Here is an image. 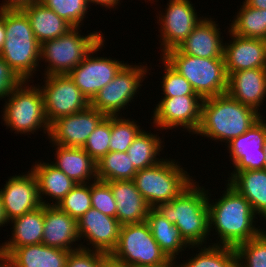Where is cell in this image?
I'll return each instance as SVG.
<instances>
[{
  "mask_svg": "<svg viewBox=\"0 0 266 267\" xmlns=\"http://www.w3.org/2000/svg\"><path fill=\"white\" fill-rule=\"evenodd\" d=\"M102 32L99 29L83 35L80 27H73L64 35L43 42L40 48V66L41 62L45 64L42 76L68 74L106 37Z\"/></svg>",
  "mask_w": 266,
  "mask_h": 267,
  "instance_id": "7",
  "label": "cell"
},
{
  "mask_svg": "<svg viewBox=\"0 0 266 267\" xmlns=\"http://www.w3.org/2000/svg\"><path fill=\"white\" fill-rule=\"evenodd\" d=\"M0 188V197L8 222L40 207L38 184L34 173L29 169L10 176Z\"/></svg>",
  "mask_w": 266,
  "mask_h": 267,
  "instance_id": "18",
  "label": "cell"
},
{
  "mask_svg": "<svg viewBox=\"0 0 266 267\" xmlns=\"http://www.w3.org/2000/svg\"><path fill=\"white\" fill-rule=\"evenodd\" d=\"M214 19L210 15H205L177 49L183 54L199 58H224L222 29L218 21Z\"/></svg>",
  "mask_w": 266,
  "mask_h": 267,
  "instance_id": "21",
  "label": "cell"
},
{
  "mask_svg": "<svg viewBox=\"0 0 266 267\" xmlns=\"http://www.w3.org/2000/svg\"><path fill=\"white\" fill-rule=\"evenodd\" d=\"M237 10L228 29L238 36L266 40V9H255L243 1Z\"/></svg>",
  "mask_w": 266,
  "mask_h": 267,
  "instance_id": "33",
  "label": "cell"
},
{
  "mask_svg": "<svg viewBox=\"0 0 266 267\" xmlns=\"http://www.w3.org/2000/svg\"><path fill=\"white\" fill-rule=\"evenodd\" d=\"M156 133L157 135L151 133V130L149 132L143 129L128 148L127 154L137 171L153 166L164 158L162 151L166 148L165 137H160V133Z\"/></svg>",
  "mask_w": 266,
  "mask_h": 267,
  "instance_id": "31",
  "label": "cell"
},
{
  "mask_svg": "<svg viewBox=\"0 0 266 267\" xmlns=\"http://www.w3.org/2000/svg\"><path fill=\"white\" fill-rule=\"evenodd\" d=\"M133 64V62L128 63L127 61L113 80L97 93L90 102L92 108L106 116H119L122 113L125 115L124 110H130L129 103L135 102L137 94L139 95L141 87L144 86L142 83L149 78L148 75L152 68L145 62Z\"/></svg>",
  "mask_w": 266,
  "mask_h": 267,
  "instance_id": "9",
  "label": "cell"
},
{
  "mask_svg": "<svg viewBox=\"0 0 266 267\" xmlns=\"http://www.w3.org/2000/svg\"><path fill=\"white\" fill-rule=\"evenodd\" d=\"M39 2L40 0H2L0 10H22L29 5Z\"/></svg>",
  "mask_w": 266,
  "mask_h": 267,
  "instance_id": "44",
  "label": "cell"
},
{
  "mask_svg": "<svg viewBox=\"0 0 266 267\" xmlns=\"http://www.w3.org/2000/svg\"><path fill=\"white\" fill-rule=\"evenodd\" d=\"M22 10L29 18L35 38L40 44L58 38L73 28L70 23L41 2L29 5Z\"/></svg>",
  "mask_w": 266,
  "mask_h": 267,
  "instance_id": "29",
  "label": "cell"
},
{
  "mask_svg": "<svg viewBox=\"0 0 266 267\" xmlns=\"http://www.w3.org/2000/svg\"><path fill=\"white\" fill-rule=\"evenodd\" d=\"M228 171L225 182L243 195L254 213L266 223V170ZM230 172V173H229Z\"/></svg>",
  "mask_w": 266,
  "mask_h": 267,
  "instance_id": "27",
  "label": "cell"
},
{
  "mask_svg": "<svg viewBox=\"0 0 266 267\" xmlns=\"http://www.w3.org/2000/svg\"><path fill=\"white\" fill-rule=\"evenodd\" d=\"M237 267H266V228L235 248Z\"/></svg>",
  "mask_w": 266,
  "mask_h": 267,
  "instance_id": "37",
  "label": "cell"
},
{
  "mask_svg": "<svg viewBox=\"0 0 266 267\" xmlns=\"http://www.w3.org/2000/svg\"><path fill=\"white\" fill-rule=\"evenodd\" d=\"M97 166V180L109 182L115 180H133L138 172L127 152L109 151L99 161Z\"/></svg>",
  "mask_w": 266,
  "mask_h": 267,
  "instance_id": "34",
  "label": "cell"
},
{
  "mask_svg": "<svg viewBox=\"0 0 266 267\" xmlns=\"http://www.w3.org/2000/svg\"><path fill=\"white\" fill-rule=\"evenodd\" d=\"M162 70L164 71L160 78V88L163 91L162 98H173L184 95H198L195 93L192 85L180 75L162 56L159 58ZM164 65V66H163Z\"/></svg>",
  "mask_w": 266,
  "mask_h": 267,
  "instance_id": "38",
  "label": "cell"
},
{
  "mask_svg": "<svg viewBox=\"0 0 266 267\" xmlns=\"http://www.w3.org/2000/svg\"><path fill=\"white\" fill-rule=\"evenodd\" d=\"M88 5H94V6H99L103 9V7H105L104 9H106V11L109 9H113L112 11H114V9H118V6H121V2L122 0H87Z\"/></svg>",
  "mask_w": 266,
  "mask_h": 267,
  "instance_id": "45",
  "label": "cell"
},
{
  "mask_svg": "<svg viewBox=\"0 0 266 267\" xmlns=\"http://www.w3.org/2000/svg\"><path fill=\"white\" fill-rule=\"evenodd\" d=\"M151 114L150 124L160 133L169 130L182 131L194 136L197 132L202 112L203 98L199 95H184L173 98H161L156 102ZM175 128V129H174ZM178 128V129H177Z\"/></svg>",
  "mask_w": 266,
  "mask_h": 267,
  "instance_id": "11",
  "label": "cell"
},
{
  "mask_svg": "<svg viewBox=\"0 0 266 267\" xmlns=\"http://www.w3.org/2000/svg\"><path fill=\"white\" fill-rule=\"evenodd\" d=\"M38 85L41 90L45 114L49 124L57 118L81 112L90 102L68 74L46 75ZM44 83V84H43Z\"/></svg>",
  "mask_w": 266,
  "mask_h": 267,
  "instance_id": "13",
  "label": "cell"
},
{
  "mask_svg": "<svg viewBox=\"0 0 266 267\" xmlns=\"http://www.w3.org/2000/svg\"><path fill=\"white\" fill-rule=\"evenodd\" d=\"M72 218L80 219L91 207V183L76 184L56 205Z\"/></svg>",
  "mask_w": 266,
  "mask_h": 267,
  "instance_id": "39",
  "label": "cell"
},
{
  "mask_svg": "<svg viewBox=\"0 0 266 267\" xmlns=\"http://www.w3.org/2000/svg\"><path fill=\"white\" fill-rule=\"evenodd\" d=\"M40 2L73 27L80 28L84 26V21L92 8L87 0H40Z\"/></svg>",
  "mask_w": 266,
  "mask_h": 267,
  "instance_id": "36",
  "label": "cell"
},
{
  "mask_svg": "<svg viewBox=\"0 0 266 267\" xmlns=\"http://www.w3.org/2000/svg\"><path fill=\"white\" fill-rule=\"evenodd\" d=\"M144 1H145V3H146V2H148V3L150 2V3L154 4V2L157 3L159 0H147V1L144 0Z\"/></svg>",
  "mask_w": 266,
  "mask_h": 267,
  "instance_id": "53",
  "label": "cell"
},
{
  "mask_svg": "<svg viewBox=\"0 0 266 267\" xmlns=\"http://www.w3.org/2000/svg\"><path fill=\"white\" fill-rule=\"evenodd\" d=\"M207 198L208 189L195 180L178 197L154 209L179 229L189 246L211 245Z\"/></svg>",
  "mask_w": 266,
  "mask_h": 267,
  "instance_id": "3",
  "label": "cell"
},
{
  "mask_svg": "<svg viewBox=\"0 0 266 267\" xmlns=\"http://www.w3.org/2000/svg\"><path fill=\"white\" fill-rule=\"evenodd\" d=\"M226 29L230 37L224 42L223 57L228 76L241 70L266 68V40L238 36L228 26Z\"/></svg>",
  "mask_w": 266,
  "mask_h": 267,
  "instance_id": "19",
  "label": "cell"
},
{
  "mask_svg": "<svg viewBox=\"0 0 266 267\" xmlns=\"http://www.w3.org/2000/svg\"><path fill=\"white\" fill-rule=\"evenodd\" d=\"M238 102L250 106L258 113L266 102V68L241 70L228 76L227 92Z\"/></svg>",
  "mask_w": 266,
  "mask_h": 267,
  "instance_id": "22",
  "label": "cell"
},
{
  "mask_svg": "<svg viewBox=\"0 0 266 267\" xmlns=\"http://www.w3.org/2000/svg\"><path fill=\"white\" fill-rule=\"evenodd\" d=\"M178 161L165 156L159 163L135 174L133 182L151 208L170 202L197 180Z\"/></svg>",
  "mask_w": 266,
  "mask_h": 267,
  "instance_id": "6",
  "label": "cell"
},
{
  "mask_svg": "<svg viewBox=\"0 0 266 267\" xmlns=\"http://www.w3.org/2000/svg\"><path fill=\"white\" fill-rule=\"evenodd\" d=\"M11 237L0 244V256L6 257L14 248L42 243L44 205L9 222Z\"/></svg>",
  "mask_w": 266,
  "mask_h": 267,
  "instance_id": "26",
  "label": "cell"
},
{
  "mask_svg": "<svg viewBox=\"0 0 266 267\" xmlns=\"http://www.w3.org/2000/svg\"><path fill=\"white\" fill-rule=\"evenodd\" d=\"M6 39L5 10H0V53Z\"/></svg>",
  "mask_w": 266,
  "mask_h": 267,
  "instance_id": "47",
  "label": "cell"
},
{
  "mask_svg": "<svg viewBox=\"0 0 266 267\" xmlns=\"http://www.w3.org/2000/svg\"><path fill=\"white\" fill-rule=\"evenodd\" d=\"M100 267H129L128 265L124 264L122 261L116 259L111 254H106L102 260Z\"/></svg>",
  "mask_w": 266,
  "mask_h": 267,
  "instance_id": "46",
  "label": "cell"
},
{
  "mask_svg": "<svg viewBox=\"0 0 266 267\" xmlns=\"http://www.w3.org/2000/svg\"><path fill=\"white\" fill-rule=\"evenodd\" d=\"M54 154L53 161H49L56 168L63 171L77 184L91 183L97 180L96 162L82 147H65L49 143ZM55 150V151H54Z\"/></svg>",
  "mask_w": 266,
  "mask_h": 267,
  "instance_id": "23",
  "label": "cell"
},
{
  "mask_svg": "<svg viewBox=\"0 0 266 267\" xmlns=\"http://www.w3.org/2000/svg\"><path fill=\"white\" fill-rule=\"evenodd\" d=\"M105 37L89 52L83 61L68 73L69 77L80 89L89 102L97 93L108 85L121 68L127 63L110 56H98L99 51H104ZM95 53V54H94ZM95 55V56H94ZM123 62V63H122Z\"/></svg>",
  "mask_w": 266,
  "mask_h": 267,
  "instance_id": "14",
  "label": "cell"
},
{
  "mask_svg": "<svg viewBox=\"0 0 266 267\" xmlns=\"http://www.w3.org/2000/svg\"><path fill=\"white\" fill-rule=\"evenodd\" d=\"M33 82L21 81L7 99H3L2 123L11 132L15 131L14 134L37 135L40 130L48 139L50 124L45 114L42 93Z\"/></svg>",
  "mask_w": 266,
  "mask_h": 267,
  "instance_id": "5",
  "label": "cell"
},
{
  "mask_svg": "<svg viewBox=\"0 0 266 267\" xmlns=\"http://www.w3.org/2000/svg\"><path fill=\"white\" fill-rule=\"evenodd\" d=\"M263 115L227 93L203 99L201 121L194 134L224 145L244 134Z\"/></svg>",
  "mask_w": 266,
  "mask_h": 267,
  "instance_id": "2",
  "label": "cell"
},
{
  "mask_svg": "<svg viewBox=\"0 0 266 267\" xmlns=\"http://www.w3.org/2000/svg\"><path fill=\"white\" fill-rule=\"evenodd\" d=\"M78 223L56 205H44L42 243L46 246L75 251L81 249Z\"/></svg>",
  "mask_w": 266,
  "mask_h": 267,
  "instance_id": "20",
  "label": "cell"
},
{
  "mask_svg": "<svg viewBox=\"0 0 266 267\" xmlns=\"http://www.w3.org/2000/svg\"><path fill=\"white\" fill-rule=\"evenodd\" d=\"M224 186L222 195L217 196L220 198L215 199L212 196L215 194L209 192L211 190L208 188L209 233L210 237L215 235L213 239H216L211 245L236 248L257 237L265 229L266 224L259 222V226L257 223L260 219L249 201L227 182ZM261 224L264 227L261 228Z\"/></svg>",
  "mask_w": 266,
  "mask_h": 267,
  "instance_id": "1",
  "label": "cell"
},
{
  "mask_svg": "<svg viewBox=\"0 0 266 267\" xmlns=\"http://www.w3.org/2000/svg\"><path fill=\"white\" fill-rule=\"evenodd\" d=\"M21 82L9 65L0 57V101L5 99Z\"/></svg>",
  "mask_w": 266,
  "mask_h": 267,
  "instance_id": "43",
  "label": "cell"
},
{
  "mask_svg": "<svg viewBox=\"0 0 266 267\" xmlns=\"http://www.w3.org/2000/svg\"><path fill=\"white\" fill-rule=\"evenodd\" d=\"M188 250L196 251L186 256V260L178 261L179 267H237V255L235 248L205 245L190 246ZM190 255H192L190 257Z\"/></svg>",
  "mask_w": 266,
  "mask_h": 267,
  "instance_id": "32",
  "label": "cell"
},
{
  "mask_svg": "<svg viewBox=\"0 0 266 267\" xmlns=\"http://www.w3.org/2000/svg\"><path fill=\"white\" fill-rule=\"evenodd\" d=\"M146 222L153 238L169 258L179 259L180 261L182 254L189 251L187 248L190 246L181 237L179 229L154 208L149 209Z\"/></svg>",
  "mask_w": 266,
  "mask_h": 267,
  "instance_id": "30",
  "label": "cell"
},
{
  "mask_svg": "<svg viewBox=\"0 0 266 267\" xmlns=\"http://www.w3.org/2000/svg\"><path fill=\"white\" fill-rule=\"evenodd\" d=\"M162 57L193 87L203 99L225 94L228 75L224 58H199L170 49Z\"/></svg>",
  "mask_w": 266,
  "mask_h": 267,
  "instance_id": "8",
  "label": "cell"
},
{
  "mask_svg": "<svg viewBox=\"0 0 266 267\" xmlns=\"http://www.w3.org/2000/svg\"><path fill=\"white\" fill-rule=\"evenodd\" d=\"M159 11L155 17L160 33L157 35L160 38V56L177 48L205 17L197 12L191 0H169L165 8Z\"/></svg>",
  "mask_w": 266,
  "mask_h": 267,
  "instance_id": "12",
  "label": "cell"
},
{
  "mask_svg": "<svg viewBox=\"0 0 266 267\" xmlns=\"http://www.w3.org/2000/svg\"><path fill=\"white\" fill-rule=\"evenodd\" d=\"M77 223L81 249L112 253L118 243L121 228L115 217L91 207Z\"/></svg>",
  "mask_w": 266,
  "mask_h": 267,
  "instance_id": "15",
  "label": "cell"
},
{
  "mask_svg": "<svg viewBox=\"0 0 266 267\" xmlns=\"http://www.w3.org/2000/svg\"><path fill=\"white\" fill-rule=\"evenodd\" d=\"M263 149H264V155H265L263 169L266 170V138L264 140Z\"/></svg>",
  "mask_w": 266,
  "mask_h": 267,
  "instance_id": "52",
  "label": "cell"
},
{
  "mask_svg": "<svg viewBox=\"0 0 266 267\" xmlns=\"http://www.w3.org/2000/svg\"><path fill=\"white\" fill-rule=\"evenodd\" d=\"M46 159L48 160L47 162L43 161V159H41L42 161L35 160L31 171L37 179L41 204L57 205L77 183L51 164L48 158Z\"/></svg>",
  "mask_w": 266,
  "mask_h": 267,
  "instance_id": "25",
  "label": "cell"
},
{
  "mask_svg": "<svg viewBox=\"0 0 266 267\" xmlns=\"http://www.w3.org/2000/svg\"><path fill=\"white\" fill-rule=\"evenodd\" d=\"M244 2L255 9H266V0H244Z\"/></svg>",
  "mask_w": 266,
  "mask_h": 267,
  "instance_id": "48",
  "label": "cell"
},
{
  "mask_svg": "<svg viewBox=\"0 0 266 267\" xmlns=\"http://www.w3.org/2000/svg\"><path fill=\"white\" fill-rule=\"evenodd\" d=\"M0 267H15L6 257L0 256Z\"/></svg>",
  "mask_w": 266,
  "mask_h": 267,
  "instance_id": "51",
  "label": "cell"
},
{
  "mask_svg": "<svg viewBox=\"0 0 266 267\" xmlns=\"http://www.w3.org/2000/svg\"><path fill=\"white\" fill-rule=\"evenodd\" d=\"M266 138V118L262 116L244 134L234 138L225 145L229 153V163L233 168L231 172L246 170H263L264 149L263 144Z\"/></svg>",
  "mask_w": 266,
  "mask_h": 267,
  "instance_id": "17",
  "label": "cell"
},
{
  "mask_svg": "<svg viewBox=\"0 0 266 267\" xmlns=\"http://www.w3.org/2000/svg\"><path fill=\"white\" fill-rule=\"evenodd\" d=\"M110 138L111 116H106L90 134L82 148L97 162L109 152Z\"/></svg>",
  "mask_w": 266,
  "mask_h": 267,
  "instance_id": "40",
  "label": "cell"
},
{
  "mask_svg": "<svg viewBox=\"0 0 266 267\" xmlns=\"http://www.w3.org/2000/svg\"><path fill=\"white\" fill-rule=\"evenodd\" d=\"M106 254L100 251L79 249L69 253L66 267H100Z\"/></svg>",
  "mask_w": 266,
  "mask_h": 267,
  "instance_id": "42",
  "label": "cell"
},
{
  "mask_svg": "<svg viewBox=\"0 0 266 267\" xmlns=\"http://www.w3.org/2000/svg\"><path fill=\"white\" fill-rule=\"evenodd\" d=\"M116 201V219L121 225L146 221L151 208L136 188L133 180L107 182Z\"/></svg>",
  "mask_w": 266,
  "mask_h": 267,
  "instance_id": "24",
  "label": "cell"
},
{
  "mask_svg": "<svg viewBox=\"0 0 266 267\" xmlns=\"http://www.w3.org/2000/svg\"><path fill=\"white\" fill-rule=\"evenodd\" d=\"M126 117L127 113L125 117L124 115L111 116V138L109 145V151L111 152H127L133 140L143 130V127L140 126L141 122L133 120L131 116L129 118Z\"/></svg>",
  "mask_w": 266,
  "mask_h": 267,
  "instance_id": "35",
  "label": "cell"
},
{
  "mask_svg": "<svg viewBox=\"0 0 266 267\" xmlns=\"http://www.w3.org/2000/svg\"><path fill=\"white\" fill-rule=\"evenodd\" d=\"M70 251L43 243L14 248L6 258L15 267H66Z\"/></svg>",
  "mask_w": 266,
  "mask_h": 267,
  "instance_id": "28",
  "label": "cell"
},
{
  "mask_svg": "<svg viewBox=\"0 0 266 267\" xmlns=\"http://www.w3.org/2000/svg\"><path fill=\"white\" fill-rule=\"evenodd\" d=\"M178 259L170 258L167 262L158 265H148V266H135V267H179Z\"/></svg>",
  "mask_w": 266,
  "mask_h": 267,
  "instance_id": "49",
  "label": "cell"
},
{
  "mask_svg": "<svg viewBox=\"0 0 266 267\" xmlns=\"http://www.w3.org/2000/svg\"><path fill=\"white\" fill-rule=\"evenodd\" d=\"M6 39L0 57L21 81H34L40 71L41 44L23 10H5ZM34 75V76H33Z\"/></svg>",
  "mask_w": 266,
  "mask_h": 267,
  "instance_id": "4",
  "label": "cell"
},
{
  "mask_svg": "<svg viewBox=\"0 0 266 267\" xmlns=\"http://www.w3.org/2000/svg\"><path fill=\"white\" fill-rule=\"evenodd\" d=\"M105 117L104 113L89 106L81 112L57 118L50 124L48 142L65 147H83Z\"/></svg>",
  "mask_w": 266,
  "mask_h": 267,
  "instance_id": "16",
  "label": "cell"
},
{
  "mask_svg": "<svg viewBox=\"0 0 266 267\" xmlns=\"http://www.w3.org/2000/svg\"><path fill=\"white\" fill-rule=\"evenodd\" d=\"M91 205L103 214L116 218V201L107 182L100 180L91 182Z\"/></svg>",
  "mask_w": 266,
  "mask_h": 267,
  "instance_id": "41",
  "label": "cell"
},
{
  "mask_svg": "<svg viewBox=\"0 0 266 267\" xmlns=\"http://www.w3.org/2000/svg\"><path fill=\"white\" fill-rule=\"evenodd\" d=\"M111 255L129 267L158 265L170 259L153 238L146 221L121 225Z\"/></svg>",
  "mask_w": 266,
  "mask_h": 267,
  "instance_id": "10",
  "label": "cell"
},
{
  "mask_svg": "<svg viewBox=\"0 0 266 267\" xmlns=\"http://www.w3.org/2000/svg\"><path fill=\"white\" fill-rule=\"evenodd\" d=\"M9 222L6 218L5 208L3 206L1 197H0V227H6L8 226Z\"/></svg>",
  "mask_w": 266,
  "mask_h": 267,
  "instance_id": "50",
  "label": "cell"
}]
</instances>
